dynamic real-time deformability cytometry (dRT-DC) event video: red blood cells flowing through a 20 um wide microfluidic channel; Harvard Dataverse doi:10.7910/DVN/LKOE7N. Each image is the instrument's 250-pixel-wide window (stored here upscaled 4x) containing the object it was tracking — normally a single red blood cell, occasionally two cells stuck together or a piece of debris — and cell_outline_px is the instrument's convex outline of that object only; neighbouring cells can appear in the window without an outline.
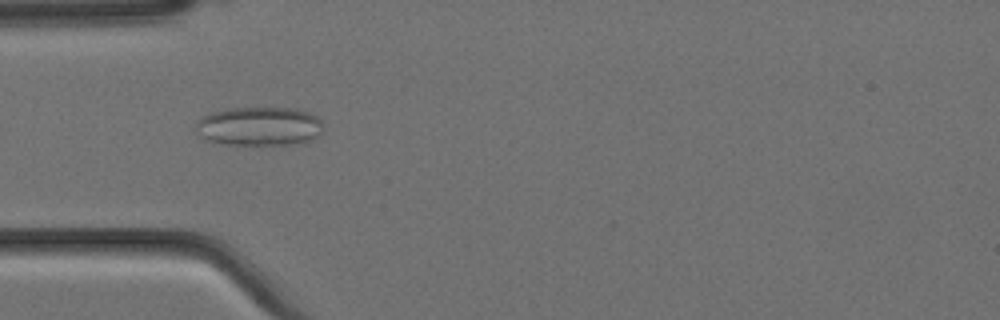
{"species": "Egyptian fruit bat (a non-hibernating species)", "species_latin": "Rousettus aegyptiacus", "temperature_condition": "cold", "stored_images_in_passage": 11, "camera_frame_rate_fps": 3000, "um_per_image_px": 0.085, "animal": {"sex": "female"}, "frame": {"image": 1, "passage_image": 5, "time_ms": 1.333, "image_size_px": [1000, 320], "cell_outline_px": [[320, 136], [304, 144], [224, 144], [208, 140], [200, 136], [196, 132], [196, 124], [204, 116], [212, 112], [228, 108], [292, 108], [308, 112], [316, 116], [320, 120]], "centroid_in_image_um": [22.05, 10.74], "position_along_channel_um": 62.9, "area_um2": 28.78}}